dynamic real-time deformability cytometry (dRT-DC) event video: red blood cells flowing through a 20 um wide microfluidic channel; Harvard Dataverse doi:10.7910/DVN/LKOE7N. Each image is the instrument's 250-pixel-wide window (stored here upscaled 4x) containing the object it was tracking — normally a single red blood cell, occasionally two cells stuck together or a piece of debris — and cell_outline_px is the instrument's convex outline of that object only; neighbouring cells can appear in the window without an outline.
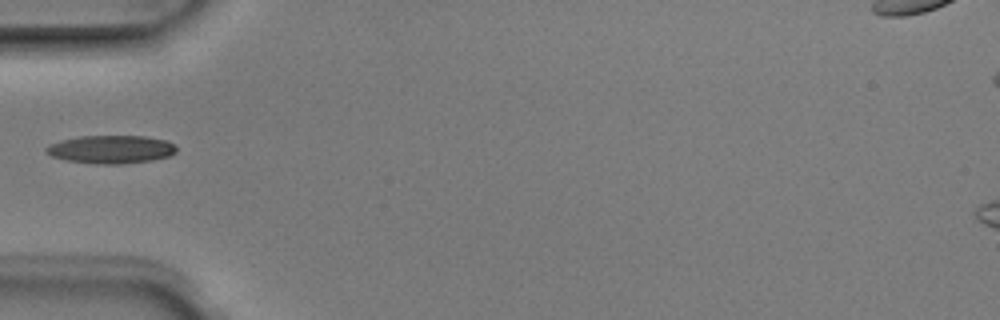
{"species": "Egyptian fruit bat (a non-hibernating species)", "species_latin": "Rousettus aegyptiacus", "temperature_condition": "room temperature", "stored_images_in_passage": 5, "camera_frame_rate_fps": 3000, "um_per_image_px": 0.085, "animal": {"sex": "male"}, "frame": {"image": 1, "passage_image": 5, "time_ms": 1.333, "image_size_px": [1000, 320], "cell_outline_px": [[176, 152], [168, 156], [152, 160], [120, 164], [96, 164], [68, 160], [52, 156], [44, 152], [44, 148], [48, 144], [60, 140], [80, 136], [144, 136], [164, 140], [172, 144], [176, 148]], "centroid_in_image_um": [9.38, 12.69], "position_along_channel_um": 75.6, "area_um2": 21.27}}